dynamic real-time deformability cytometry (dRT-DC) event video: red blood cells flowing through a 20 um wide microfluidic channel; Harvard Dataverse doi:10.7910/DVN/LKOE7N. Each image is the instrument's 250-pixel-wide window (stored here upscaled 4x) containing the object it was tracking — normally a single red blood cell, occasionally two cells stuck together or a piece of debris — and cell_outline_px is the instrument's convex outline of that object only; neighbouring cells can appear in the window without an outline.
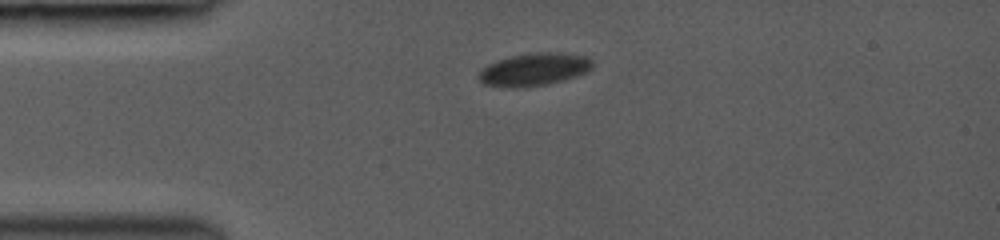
{"species": "common noctule bat (a hibernating species)", "species_latin": "Nyctalus noctula", "temperature_condition": "room temperature", "stored_images_in_passage": 3, "camera_frame_rate_fps": 3000, "um_per_image_px": 0.085, "animal": {"sex": "female", "body_mass_g": 19.0, "forearm_length_mm": 53.3}, "frame": {"image": 1, "passage_image": 1, "time_ms": 0.0, "image_size_px": [1000, 240], "cell_outline_px": [[592, 68], [576, 76], [564, 80], [548, 84], [524, 88], [512, 88], [484, 84], [476, 76], [488, 64], [496, 60], [508, 56], [536, 52], [560, 52], [584, 56], [592, 60]], "centroid_in_image_um": [45.37, 5.9], "position_along_channel_um": 39.6, "area_um2": 21.79}}